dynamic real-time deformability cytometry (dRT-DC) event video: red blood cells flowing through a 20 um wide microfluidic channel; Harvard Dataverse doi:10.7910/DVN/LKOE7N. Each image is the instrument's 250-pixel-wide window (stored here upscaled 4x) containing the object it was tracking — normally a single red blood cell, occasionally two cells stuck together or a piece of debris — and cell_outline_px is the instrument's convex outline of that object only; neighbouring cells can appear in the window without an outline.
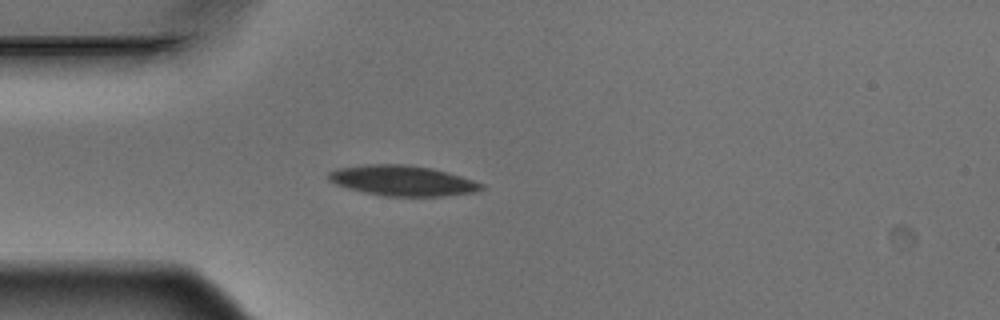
{"species": "Egyptian fruit bat (a non-hibernating species)", "species_latin": "Rousettus aegyptiacus", "temperature_condition": "warm", "stored_images_in_passage": 3, "camera_frame_rate_fps": 3000, "um_per_image_px": 0.085, "animal": {"sex": "male"}, "frame": {"image": 1, "passage_image": 2, "time_ms": 0.333, "image_size_px": [1000, 320], "cell_outline_px": [[484, 188], [476, 192], [440, 196], [384, 196], [364, 192], [348, 188], [336, 184], [328, 180], [328, 172], [336, 168], [364, 164], [404, 164], [432, 168], [448, 172], [484, 184]], "centroid_in_image_um": [34.19, 15.35], "position_along_channel_um": 50.8, "area_um2": 27.05}}